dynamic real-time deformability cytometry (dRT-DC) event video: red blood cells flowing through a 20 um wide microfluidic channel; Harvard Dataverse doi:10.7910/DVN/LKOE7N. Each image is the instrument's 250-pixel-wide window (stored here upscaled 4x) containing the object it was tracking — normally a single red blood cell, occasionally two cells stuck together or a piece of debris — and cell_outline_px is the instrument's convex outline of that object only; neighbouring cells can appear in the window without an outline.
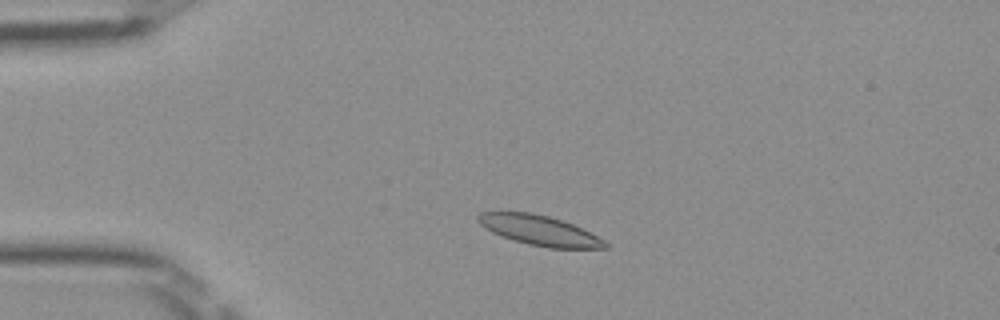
{"species": "Egyptian fruit bat (a non-hibernating species)", "species_latin": "Rousettus aegyptiacus", "temperature_condition": "room temperature", "stored_images_in_passage": 47, "camera_frame_rate_fps": 3000, "um_per_image_px": 0.085, "frame": {"image": 1, "passage_image": 8, "time_ms": 2.333, "image_size_px": [1000, 320], "cell_outline_px": [[608, 248], [548, 248], [528, 244], [512, 240], [500, 236], [492, 232], [480, 224], [476, 220], [476, 216], [480, 212], [532, 212], [548, 216], [572, 224], [604, 240], [608, 244]], "centroid_in_image_um": [45.8, 19.58], "position_along_channel_um": 39.2, "area_um2": 22.02}}
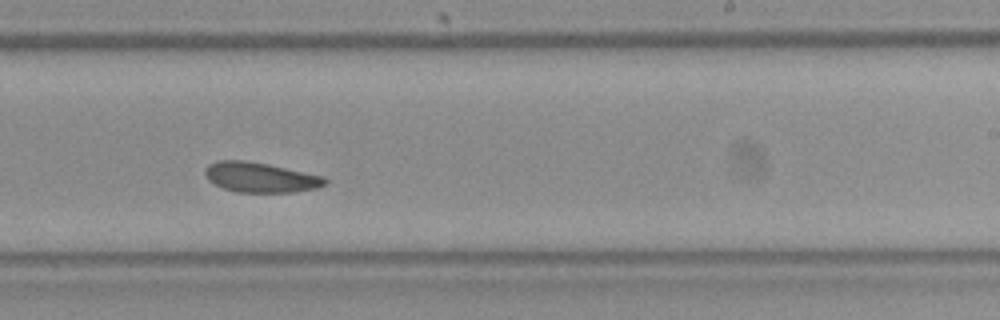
{"frame": {"image": 2, "passage_image": 28, "time_ms": 9.0, "image_size_px": [1000, 320], "cell_outline_px": [[328, 180], [320, 188], [292, 192], [236, 192], [224, 188], [208, 180], [204, 172], [204, 168], [208, 164], [216, 160], [244, 160], [268, 164], [324, 176]], "centroid_in_image_um": [22.13, 15.07], "position_along_channel_um": 266.9, "area_um2": 21.04}}
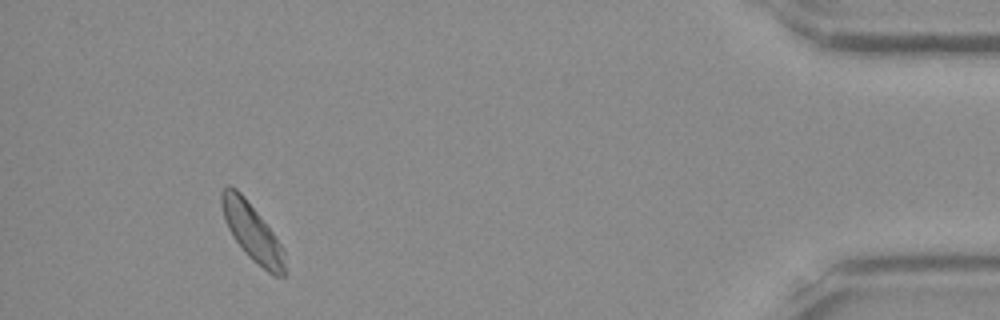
{"frame": {"image": 3, "passage_image": 44, "time_ms": 14.333, "image_size_px": [1000, 320], "cell_outline_px": [[288, 272], [284, 276], [276, 276], [268, 272], [252, 260], [244, 252], [232, 236], [224, 220], [220, 204], [220, 192], [228, 184], [236, 188], [244, 196], [272, 232], [284, 248]], "centroid_in_image_um": [21.44, 19.75], "position_along_channel_um": 413.8, "area_um2": 21.39}, "authors_computed_cell_mechanics": {"area_um2": 21.3282, "velocity_mm_per_s": 3.929, "shape_relaxation_time_tau1_ms": 3.2874, "shape_relaxation_time_tau2_ms": 3.1353, "deformation_change_tau1": 0.1091, "deformation_change_tau2": 0.0945}}